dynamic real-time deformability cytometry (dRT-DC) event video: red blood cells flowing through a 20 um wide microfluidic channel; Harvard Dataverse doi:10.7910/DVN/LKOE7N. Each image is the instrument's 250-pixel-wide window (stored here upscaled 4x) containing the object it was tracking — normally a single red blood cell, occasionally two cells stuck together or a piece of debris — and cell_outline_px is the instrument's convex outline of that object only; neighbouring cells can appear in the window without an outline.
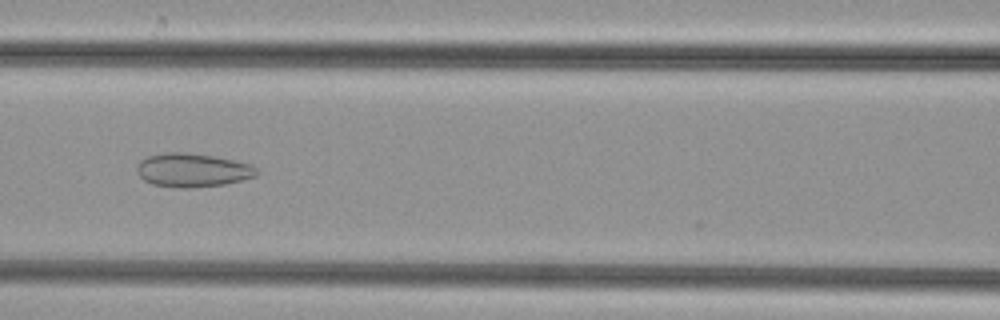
{"species": "common noctule bat (a hibernating species)", "species_latin": "Nyctalus noctula", "temperature_condition": "cold", "stored_images_in_passage": 48, "camera_frame_rate_fps": 3000, "um_per_image_px": 0.085, "animal": {"sex": "female", "body_mass_g": 29.2, "forearm_length_mm": 56.3}, "frame": {"image": 1, "passage_image": 23, "time_ms": 7.333, "image_size_px": [1000, 320], "cell_outline_px": [[256, 176], [224, 184], [188, 188], [176, 188], [152, 184], [144, 180], [136, 172], [136, 164], [140, 160], [148, 156], [164, 152], [188, 152], [212, 156], [252, 164], [256, 168]], "centroid_in_image_um": [16.3, 14.46], "position_along_channel_um": 150.3, "area_um2": 23.52}}
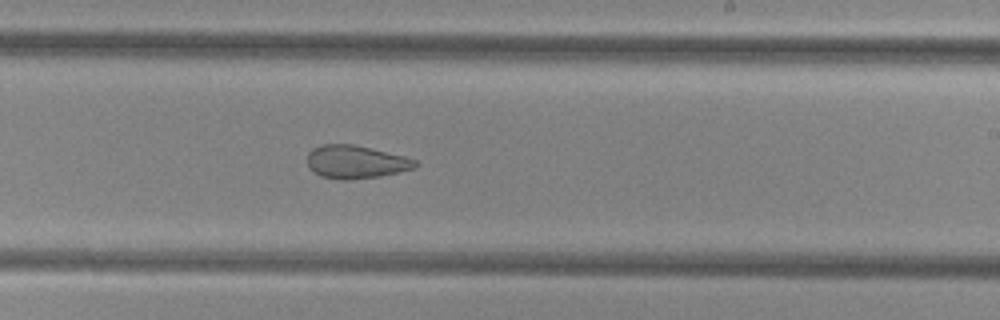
{"frame": {"image": 2, "passage_image": 31, "time_ms": 10.0, "image_size_px": [1000, 320], "cell_outline_px": [[420, 164], [416, 168], [380, 176], [348, 180], [340, 180], [320, 176], [308, 168], [308, 152], [312, 148], [320, 144], [352, 144], [404, 156], [416, 160]], "centroid_in_image_um": [30.23, 13.77], "position_along_channel_um": 258.8, "area_um2": 20.92}}
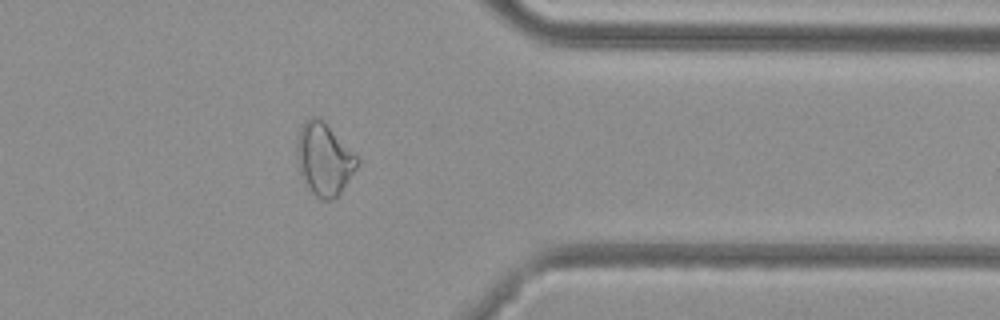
{"frame": {"image": 3, "passage_image": 41, "time_ms": 13.333, "image_size_px": [1000, 320], "cell_outline_px": [[360, 160], [356, 168], [340, 192], [332, 200], [324, 200], [316, 196], [308, 188], [300, 172], [296, 160], [296, 140], [300, 128], [312, 116], [320, 116], [324, 120]], "centroid_in_image_um": [27.52, 13.5], "position_along_channel_um": 383.9, "area_um2": 25.2}}